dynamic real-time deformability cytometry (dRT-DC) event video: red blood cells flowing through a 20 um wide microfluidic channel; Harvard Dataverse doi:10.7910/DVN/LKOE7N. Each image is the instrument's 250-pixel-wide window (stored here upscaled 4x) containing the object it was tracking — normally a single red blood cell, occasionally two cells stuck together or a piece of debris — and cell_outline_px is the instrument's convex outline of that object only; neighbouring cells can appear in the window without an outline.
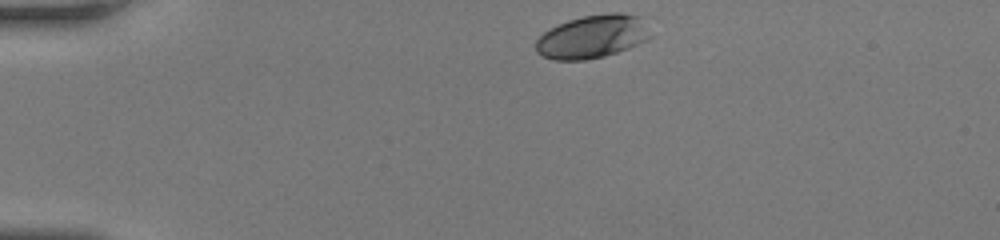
{"species": "human", "species_latin": "Homo sapiens", "temperature_condition": "room temperature", "stored_images_in_passage": 33, "camera_frame_rate_fps": 3000, "um_per_image_px": 0.085, "donor": {"sex": "female"}, "frame": {"image": 1, "passage_image": 1, "time_ms": 0.0, "image_size_px": [1000, 240], "cell_outline_px": [[648, 40], [628, 48], [604, 56], [584, 60], [552, 60], [536, 52], [536, 40], [544, 32], [568, 20], [584, 16], [608, 12], [620, 12], [636, 16], [648, 36]], "centroid_in_image_um": [50.27, 3.13], "position_along_channel_um": 34.7, "area_um2": 28.09}}
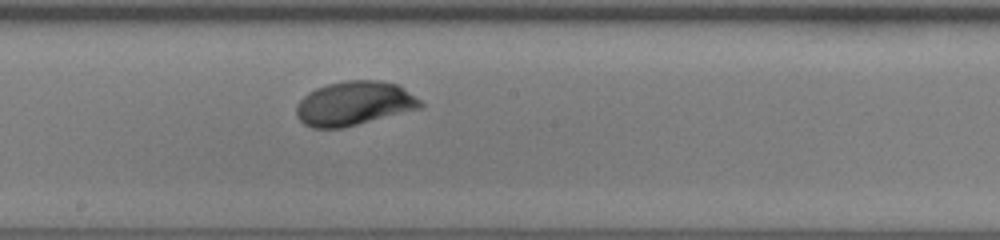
{"frame": {"image": 2, "passage_image": 19, "time_ms": 6.0, "image_size_px": [1000, 240], "cell_outline_px": [[424, 108], [340, 128], [312, 128], [304, 124], [296, 116], [296, 104], [308, 92], [316, 88], [328, 84], [344, 80], [380, 80], [400, 84], [420, 100], [424, 104]], "centroid_in_image_um": [30.13, 8.78], "position_along_channel_um": 218.1, "area_um2": 32.19}}
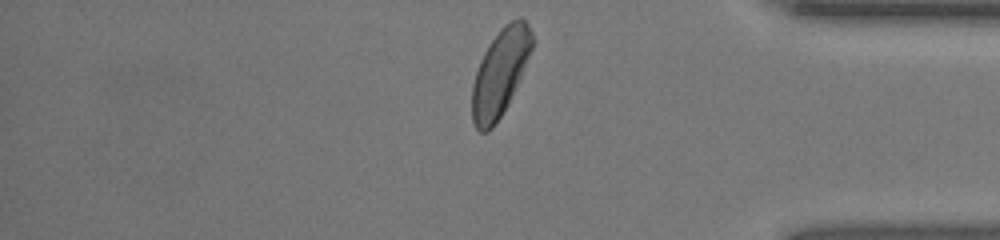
{"frame": {"image": 3, "passage_image": 33, "time_ms": 10.667, "image_size_px": [1000, 240], "cell_outline_px": [[532, 48], [508, 104], [492, 128], [484, 132], [480, 132], [476, 128], [472, 120], [472, 84], [480, 60], [484, 52], [500, 28], [504, 24], [520, 16], [528, 24], [532, 32]], "centroid_in_image_um": [42.49, 6.16], "position_along_channel_um": 392.7, "area_um2": 29.82}, "authors_computed_cell_mechanics": {"area_um2": 30.2294, "velocity_mm_per_s": 4.111, "shape_relaxation_time_tau1_ms": 2.8751, "shape_relaxation_time_tau2_ms": null, "deformation_change_tau1": 0.1334, "deformation_change_tau2": null}}